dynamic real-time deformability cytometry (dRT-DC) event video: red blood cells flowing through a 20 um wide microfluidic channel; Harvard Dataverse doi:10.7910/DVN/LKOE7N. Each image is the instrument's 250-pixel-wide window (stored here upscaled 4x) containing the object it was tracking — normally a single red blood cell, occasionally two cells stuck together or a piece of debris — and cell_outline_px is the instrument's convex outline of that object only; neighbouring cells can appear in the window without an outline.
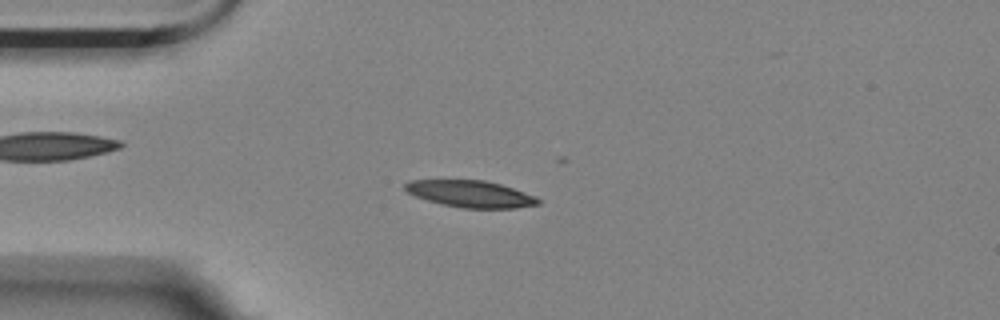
{"species": "Egyptian fruit bat (a non-hibernating species)", "species_latin": "Rousettus aegyptiacus", "temperature_condition": "room temperature", "stored_images_in_passage": 45, "camera_frame_rate_fps": 3000, "um_per_image_px": 0.085, "animal": {"sex": "female"}, "frame": {"image": 1, "passage_image": 13, "time_ms": 4.0, "image_size_px": [1000, 320], "cell_outline_px": [[540, 204], [516, 208], [464, 208], [444, 204], [428, 200], [416, 196], [408, 192], [404, 188], [404, 184], [408, 180], [484, 180], [500, 184], [536, 196], [540, 200]], "centroid_in_image_um": [40.01, 16.48], "position_along_channel_um": 45.0, "area_um2": 20.58}}
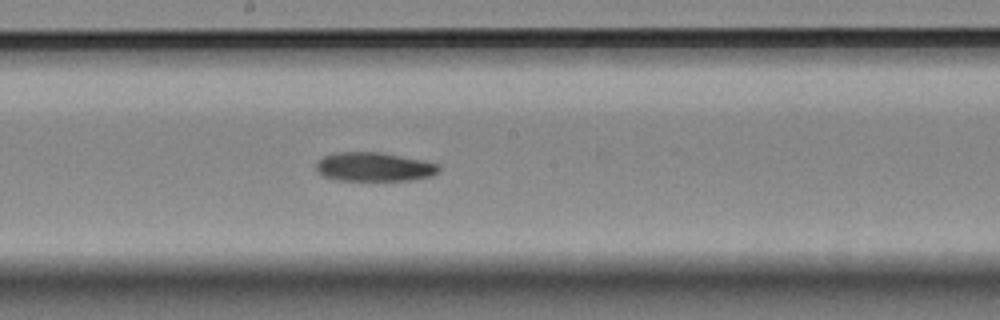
{"frame": {"image": 2, "passage_image": 29, "time_ms": 9.333, "image_size_px": [1000, 320], "cell_outline_px": [[440, 172], [428, 176], [412, 180], [336, 180], [324, 176], [316, 172], [316, 164], [324, 156], [336, 152], [376, 152], [424, 160], [440, 164]], "centroid_in_image_um": [31.8, 14.18], "position_along_channel_um": 216.4, "area_um2": 20.63}}
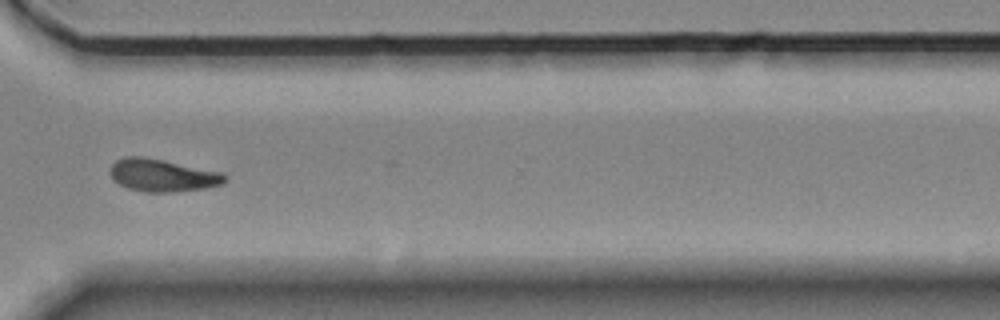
{"frame": {"image": 3, "passage_image": 41, "time_ms": 13.333, "image_size_px": [1000, 320], "cell_outline_px": [[228, 180], [224, 184], [208, 188], [176, 192], [144, 192], [128, 188], [112, 180], [108, 172], [112, 164], [116, 160], [124, 156], [144, 156], [224, 172], [228, 176]], "centroid_in_image_um": [13.85, 14.9], "position_along_channel_um": 356.8, "area_um2": 22.37}, "authors_computed_cell_mechanics": {"area_um2": 21.097, "velocity_mm_per_s": 3.5066, "shape_relaxation_time_tau1_ms": 7.3102, "shape_relaxation_time_tau2_ms": 8.7155, "deformation_change_tau1": 0.1788, "deformation_change_tau2": 0.1615}}